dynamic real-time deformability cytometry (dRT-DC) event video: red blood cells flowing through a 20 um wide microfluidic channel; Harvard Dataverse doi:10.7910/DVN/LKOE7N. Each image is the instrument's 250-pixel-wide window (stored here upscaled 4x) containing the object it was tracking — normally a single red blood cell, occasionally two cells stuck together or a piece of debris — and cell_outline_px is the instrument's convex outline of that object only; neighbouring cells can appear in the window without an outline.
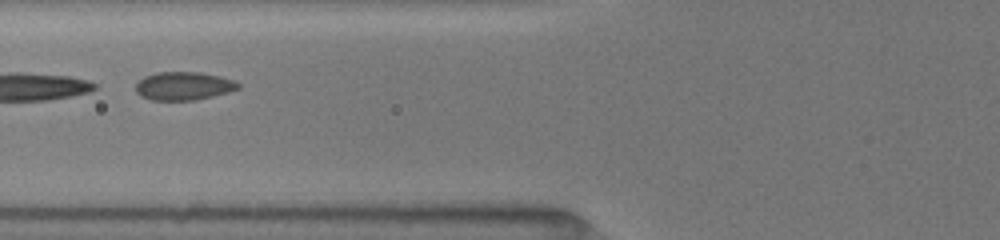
{"species": "common noctule bat (a hibernating species)", "species_latin": "Nyctalus noctula", "temperature_condition": "room temperature", "stored_images_in_passage": 24, "segment_of_instrument_passage": [2, 2], "camera_frame_rate_fps": 3000, "um_per_image_px": 0.085, "animal": {"sex": "female", "body_mass_g": 19.5, "forearm_length_mm": 54.1}, "frame": {"image": 1, "passage_image": 10, "time_ms": 3.0, "image_size_px": [1000, 240], "cell_outline_px": [[240, 88], [228, 92], [196, 100], [152, 100], [140, 96], [136, 92], [136, 84], [144, 76], [156, 72], [200, 72], [220, 76], [236, 80], [240, 84]], "centroid_in_image_um": [15.62, 7.3], "position_along_channel_um": 110.2, "area_um2": 16.99}}
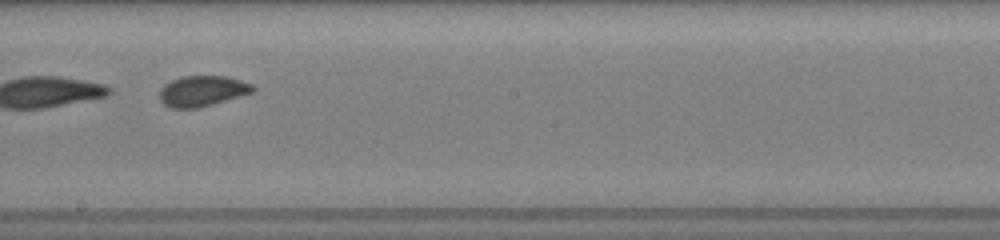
{"frame": {"image": 2, "passage_image": 19, "time_ms": 6.0, "image_size_px": [1000, 240], "cell_outline_px": [[256, 88], [252, 92], [200, 108], [172, 108], [164, 104], [160, 100], [160, 88], [164, 84], [180, 76], [228, 76], [252, 84]], "centroid_in_image_um": [17.18, 7.73], "position_along_channel_um": 231.0, "area_um2": 16.65}}